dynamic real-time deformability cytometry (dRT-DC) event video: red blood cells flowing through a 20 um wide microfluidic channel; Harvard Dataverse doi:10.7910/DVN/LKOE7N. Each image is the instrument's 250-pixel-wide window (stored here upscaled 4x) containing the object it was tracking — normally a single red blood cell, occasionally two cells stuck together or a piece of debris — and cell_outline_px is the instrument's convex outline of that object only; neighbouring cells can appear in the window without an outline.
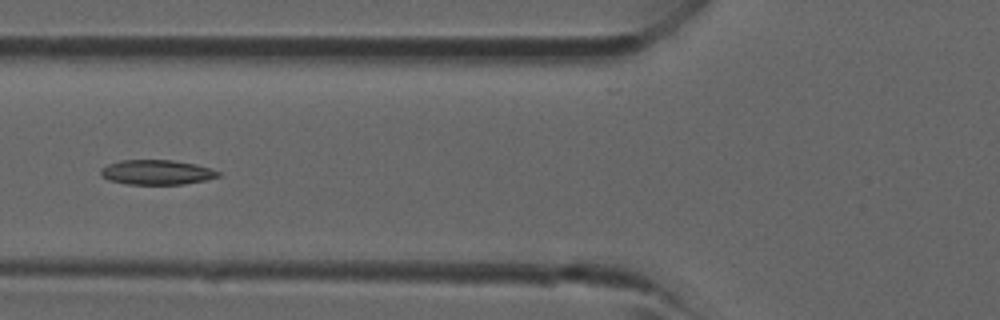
{"species": "common noctule bat (a hibernating species)", "species_latin": "Nyctalus noctula", "temperature_condition": "room temperature", "stored_images_in_passage": 5, "camera_frame_rate_fps": 3000, "um_per_image_px": 0.085, "animal": {"sex": "male", "forearm_length_mm": 52.5}, "frame": {"image": 1, "passage_image": 5, "time_ms": 4.667, "image_size_px": [1000, 320], "cell_outline_px": [[220, 176], [204, 180], [184, 184], [128, 184], [108, 180], [100, 176], [100, 168], [108, 164], [120, 160], [172, 160], [196, 164], [212, 168], [220, 172]], "centroid_in_image_um": [13.3, 14.64], "position_along_channel_um": 112.5, "area_um2": 17.05}}